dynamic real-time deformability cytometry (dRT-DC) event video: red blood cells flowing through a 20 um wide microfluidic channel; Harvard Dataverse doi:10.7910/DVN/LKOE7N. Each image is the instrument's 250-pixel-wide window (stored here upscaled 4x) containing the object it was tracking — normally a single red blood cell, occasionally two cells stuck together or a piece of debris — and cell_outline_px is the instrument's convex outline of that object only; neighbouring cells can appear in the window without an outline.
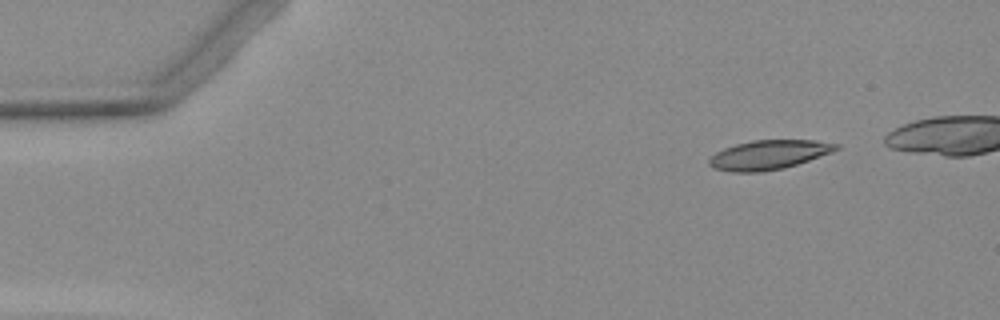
{"species": "Egyptian fruit bat (a non-hibernating species)", "species_latin": "Rousettus aegyptiacus", "temperature_condition": "warm", "stored_images_in_passage": 5, "camera_frame_rate_fps": 3000, "um_per_image_px": 0.085, "animal": {"sex": "female"}, "frame": {"image": 1, "passage_image": 2, "time_ms": 1.0, "image_size_px": [1000, 320], "cell_outline_px": [[840, 148], [832, 152], [784, 168], [764, 172], [732, 172], [712, 168], [708, 164], [708, 160], [716, 152], [724, 148], [736, 144], [752, 140], [816, 140], [840, 144]], "centroid_in_image_um": [65.33, 13.16], "position_along_channel_um": 19.7, "area_um2": 21.73}}